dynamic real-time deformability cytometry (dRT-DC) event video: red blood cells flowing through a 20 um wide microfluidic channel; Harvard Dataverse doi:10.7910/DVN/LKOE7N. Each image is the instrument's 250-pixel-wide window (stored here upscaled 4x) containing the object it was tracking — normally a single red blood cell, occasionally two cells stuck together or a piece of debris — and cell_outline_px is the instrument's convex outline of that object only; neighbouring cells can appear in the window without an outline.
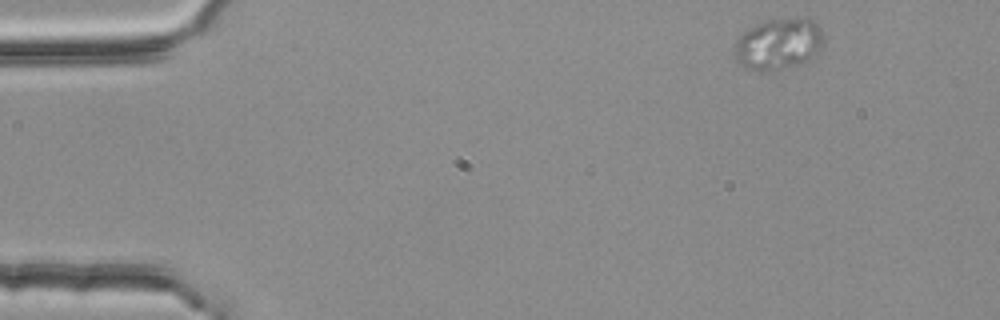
{"species": "common noctule bat (a hibernating species)", "species_latin": "Nyctalus noctula", "temperature_condition": "room temperature", "stored_images_in_passage": 4, "camera_frame_rate_fps": 3000, "um_per_image_px": 0.085, "animal": {"sex": "female", "body_mass_g": 25.1}, "frame": {"image": 1, "passage_image": 1, "time_ms": 0.0, "image_size_px": [1000, 320], "cell_outline_px": [[824, 44], [816, 52], [800, 64], [764, 72], [760, 72], [744, 68], [736, 60], [736, 40], [748, 28], [756, 24], [768, 20], [804, 16], [812, 20], [820, 28], [824, 36]], "centroid_in_image_um": [66.18, 3.72], "position_along_channel_um": 18.8, "area_um2": 26.65}}
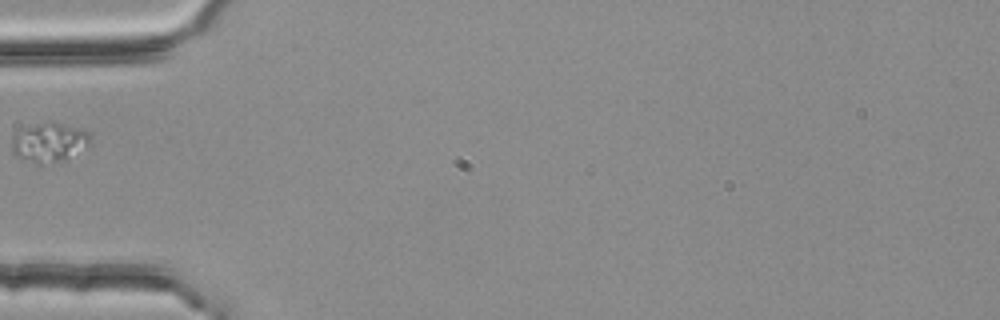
{"frame": {"image": 2, "passage_image": 4, "time_ms": 1.0, "image_size_px": [1000, 320], "cell_outline_px": [[88, 144], [56, 160], [40, 164], [36, 164], [16, 156], [12, 152], [12, 136], [16, 132], [24, 128], [36, 124], [60, 124], [84, 128], [88, 132]], "centroid_in_image_um": [4.07, 12.08], "position_along_channel_um": 80.9, "area_um2": 16.76}}